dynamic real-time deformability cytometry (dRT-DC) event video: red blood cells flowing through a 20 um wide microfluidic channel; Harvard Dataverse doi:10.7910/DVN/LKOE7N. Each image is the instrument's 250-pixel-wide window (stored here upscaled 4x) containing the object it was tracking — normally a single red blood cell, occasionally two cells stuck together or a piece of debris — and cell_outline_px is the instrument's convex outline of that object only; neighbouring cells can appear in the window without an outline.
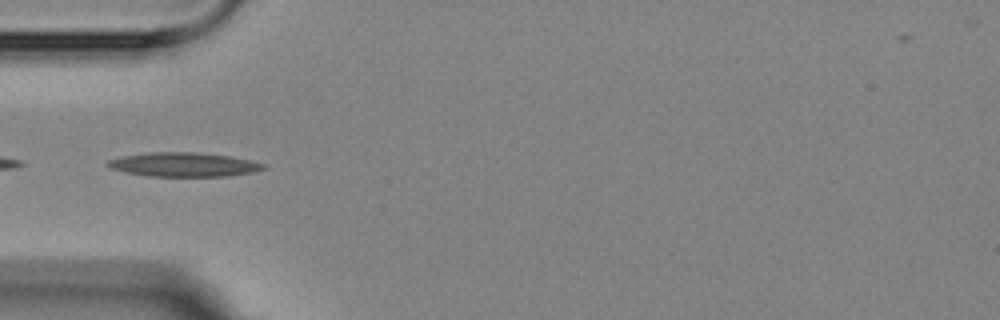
{"species": "Egyptian fruit bat (a non-hibernating species)", "species_latin": "Rousettus aegyptiacus", "temperature_condition": "room temperature", "stored_images_in_passage": 6, "camera_frame_rate_fps": 3000, "um_per_image_px": 0.085, "animal": {"sex": "female"}, "frame": {"image": 1, "passage_image": 2, "time_ms": 1.0, "image_size_px": [1000, 320], "cell_outline_px": [[264, 168], [252, 172], [228, 176], [148, 176], [128, 172], [112, 168], [104, 164], [108, 160], [124, 156], [152, 152], [196, 152], [228, 156], [248, 160], [264, 164]], "centroid_in_image_um": [15.59, 13.99], "position_along_channel_um": 69.4, "area_um2": 21.44}}
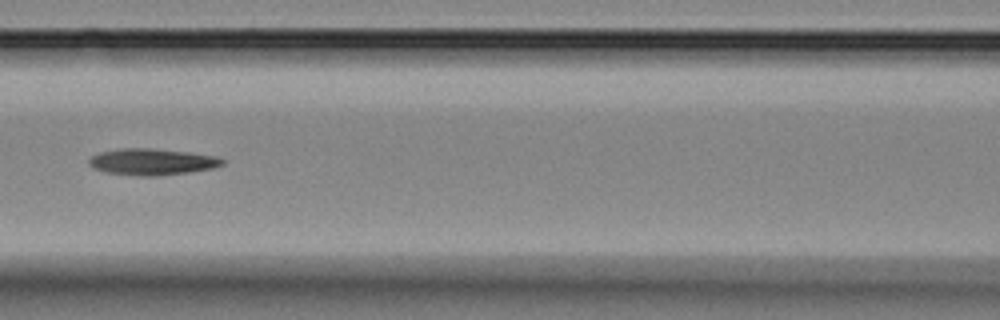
{"frame": {"image": 2, "passage_image": 4, "time_ms": 3.333, "image_size_px": [1000, 320], "cell_outline_px": [[224, 164], [212, 168], [188, 172], [156, 176], [140, 176], [104, 172], [92, 168], [88, 164], [88, 160], [92, 156], [100, 152], [120, 148], [152, 148], [188, 152], [212, 156], [224, 160]], "centroid_in_image_um": [12.85, 13.75], "position_along_channel_um": 153.7, "area_um2": 20.46}}
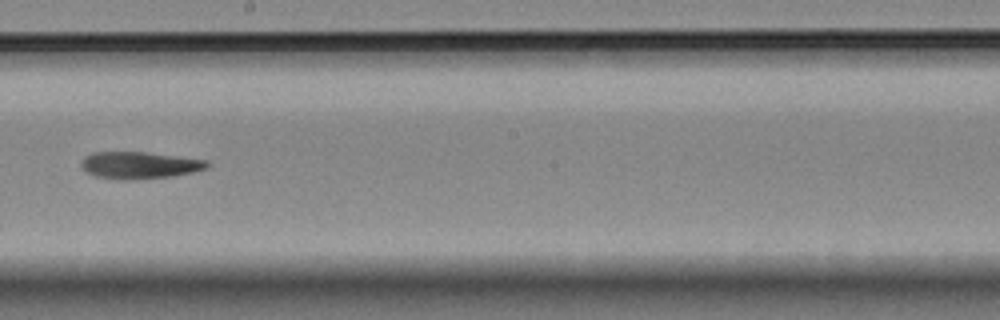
{"frame": {"image": 3, "passage_image": 6, "time_ms": 5.667, "image_size_px": [1000, 320], "cell_outline_px": [[212, 164], [208, 168], [192, 172], [172, 176], [96, 176], [88, 172], [80, 164], [84, 156], [92, 152], [144, 152], [208, 160]], "centroid_in_image_um": [11.93, 13.97], "position_along_channel_um": 236.3, "area_um2": 18.55}}